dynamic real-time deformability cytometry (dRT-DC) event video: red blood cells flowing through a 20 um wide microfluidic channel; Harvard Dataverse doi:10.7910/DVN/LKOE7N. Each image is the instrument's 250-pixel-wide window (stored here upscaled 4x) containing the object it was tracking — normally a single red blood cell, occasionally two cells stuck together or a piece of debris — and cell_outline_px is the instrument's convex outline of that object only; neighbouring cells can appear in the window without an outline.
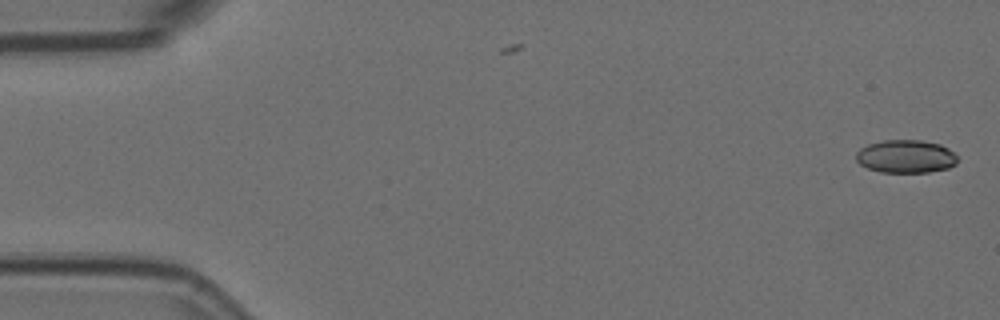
{"species": "Egyptian fruit bat (a non-hibernating species)", "species_latin": "Rousettus aegyptiacus", "temperature_condition": "room temperature", "stored_images_in_passage": 3, "camera_frame_rate_fps": 3000, "um_per_image_px": 0.085, "animal": {"sex": "female"}, "frame": {"image": 1, "passage_image": 1, "time_ms": 0.0, "image_size_px": [1000, 320], "cell_outline_px": [[956, 164], [948, 168], [928, 172], [880, 172], [868, 168], [860, 164], [856, 160], [856, 152], [860, 148], [868, 144], [884, 140], [920, 140], [940, 144], [948, 148], [956, 156]], "centroid_in_image_um": [76.97, 13.29], "position_along_channel_um": 8.0, "area_um2": 19.48}}